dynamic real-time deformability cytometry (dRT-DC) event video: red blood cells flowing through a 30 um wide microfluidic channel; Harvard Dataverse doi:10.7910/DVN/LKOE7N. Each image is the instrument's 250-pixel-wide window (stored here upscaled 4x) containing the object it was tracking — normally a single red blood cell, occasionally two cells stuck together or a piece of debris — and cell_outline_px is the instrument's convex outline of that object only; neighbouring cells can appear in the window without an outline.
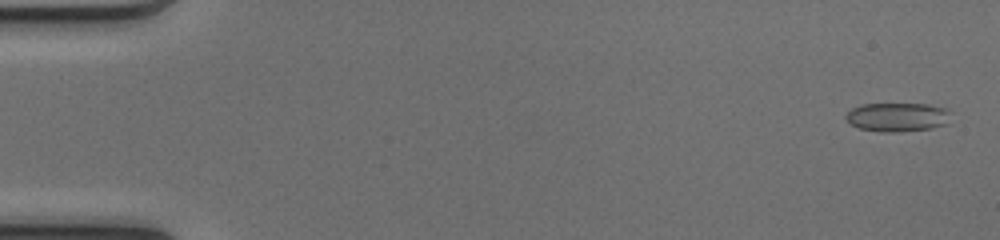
{"species": "common noctule bat (a hibernating species)", "species_latin": "Nyctalus noctula", "temperature_condition": "cold", "stored_images_in_passage": 51, "camera_frame_rate_fps": 3000, "um_per_image_px": 0.085, "animal": {"sex": "female", "body_mass_g": 17.0, "forearm_length_mm": 48.0}, "frame": {"image": 1, "passage_image": 2, "time_ms": 0.333, "image_size_px": [1000, 240], "cell_outline_px": [[952, 112], [948, 124], [932, 128], [896, 132], [880, 132], [860, 128], [852, 124], [844, 116], [852, 108], [860, 104], [928, 104], [948, 108]], "centroid_in_image_um": [76.35, 9.94], "position_along_channel_um": 8.7, "area_um2": 17.86}}
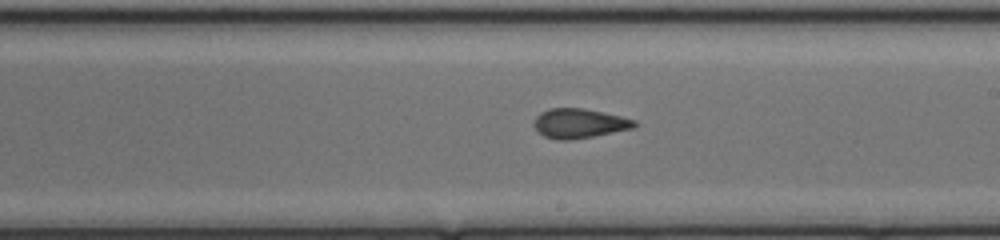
{"frame": {"image": 2, "passage_image": 30, "time_ms": 9.667, "image_size_px": [1000, 240], "cell_outline_px": [[636, 124], [632, 128], [592, 136], [568, 140], [556, 140], [544, 136], [532, 124], [536, 116], [540, 112], [552, 108], [580, 108], [620, 116], [636, 120]], "centroid_in_image_um": [49.18, 10.48], "position_along_channel_um": 239.8, "area_um2": 16.94}}
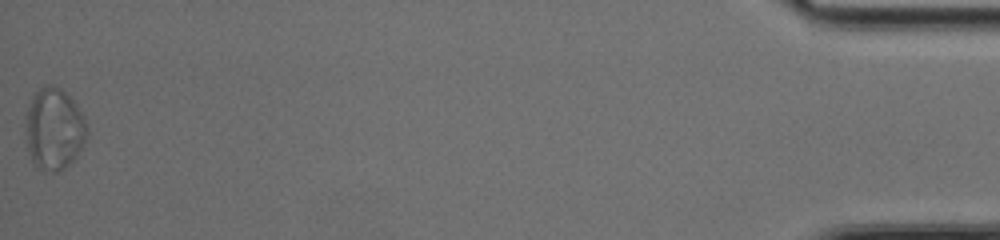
{"frame": {"image": 3, "passage_image": 51, "time_ms": 16.667, "image_size_px": [1000, 240], "cell_outline_px": [[88, 132], [80, 148], [72, 160], [64, 168], [56, 172], [52, 172], [36, 168], [28, 152], [28, 108], [32, 96], [44, 84], [52, 84], [60, 88], [76, 104], [84, 116]], "centroid_in_image_um": [4.61, 10.95], "position_along_channel_um": 430.6, "area_um2": 28.55}, "authors_computed_cell_mechanics": {"area_um2": 17.8602, "velocity_mm_per_s": 4.1383, "shape_relaxation_time_tau1_ms": null, "shape_relaxation_time_tau2_ms": 0.9811, "deformation_change_tau1": null, "deformation_change_tau2": 0.0775}}